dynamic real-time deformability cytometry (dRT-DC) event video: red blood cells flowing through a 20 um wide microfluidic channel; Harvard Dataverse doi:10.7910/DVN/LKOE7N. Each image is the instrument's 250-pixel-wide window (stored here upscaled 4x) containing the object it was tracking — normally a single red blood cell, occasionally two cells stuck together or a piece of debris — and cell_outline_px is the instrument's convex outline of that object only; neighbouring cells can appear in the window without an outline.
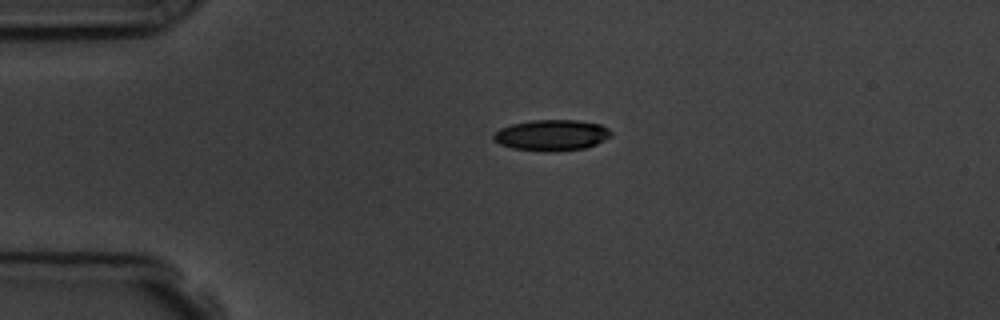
{"species": "common noctule bat (a hibernating species)", "species_latin": "Nyctalus noctula", "temperature_condition": "room temperature", "stored_images_in_passage": 45, "camera_frame_rate_fps": 3000, "um_per_image_px": 0.085, "animal": {"sex": "male", "body_mass_g": 19.5, "forearm_length_mm": 54.6}, "frame": {"image": 1, "passage_image": 1, "time_ms": 0.0, "image_size_px": [1000, 320], "cell_outline_px": [[612, 136], [596, 144], [584, 148], [552, 152], [544, 152], [512, 148], [500, 144], [492, 140], [492, 136], [500, 128], [512, 124], [532, 120], [576, 120], [600, 124], [608, 128], [612, 132]], "centroid_in_image_um": [46.88, 11.49], "position_along_channel_um": 38.1, "area_um2": 21.33}}
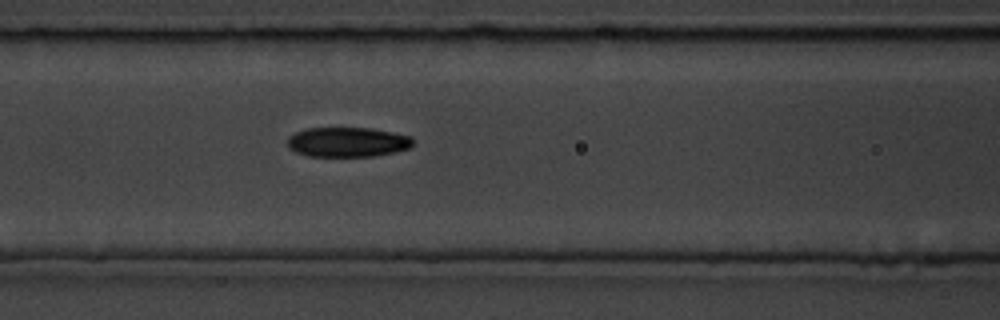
{"frame": {"image": 2, "passage_image": 12, "time_ms": 3.667, "image_size_px": [1000, 320], "cell_outline_px": [[412, 148], [396, 152], [372, 156], [308, 156], [296, 152], [288, 148], [288, 136], [296, 132], [308, 128], [372, 128], [412, 136]], "centroid_in_image_um": [29.56, 12.07], "position_along_channel_um": 137.0, "area_um2": 21.85}}
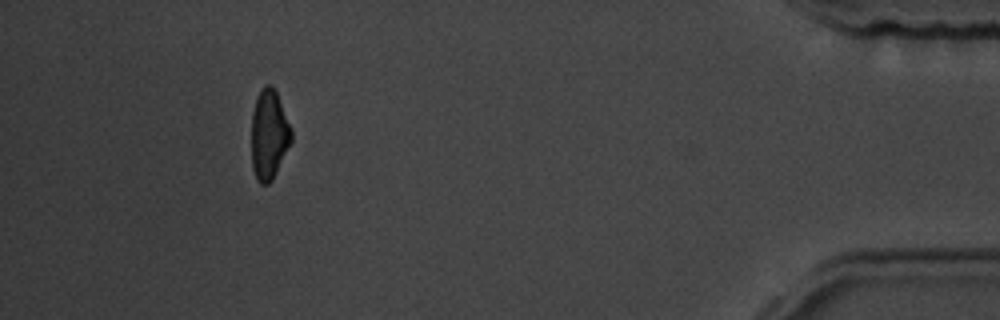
{"frame": {"image": 3, "passage_image": 40, "time_ms": 13.0, "image_size_px": [1000, 320], "cell_outline_px": [[292, 140], [272, 180], [268, 184], [260, 184], [256, 180], [252, 168], [252, 112], [256, 100], [264, 84], [272, 84], [276, 92], [292, 128]], "centroid_in_image_um": [22.87, 11.45], "position_along_channel_um": 412.3, "area_um2": 20.81}, "authors_computed_cell_mechanics": {"area_um2": 21.9062, "velocity_mm_per_s": 3.6136, "shape_relaxation_time_tau1_ms": 3.5392, "shape_relaxation_time_tau2_ms": 4.2676, "deformation_change_tau1": 0.1385, "deformation_change_tau2": 0.1079}}